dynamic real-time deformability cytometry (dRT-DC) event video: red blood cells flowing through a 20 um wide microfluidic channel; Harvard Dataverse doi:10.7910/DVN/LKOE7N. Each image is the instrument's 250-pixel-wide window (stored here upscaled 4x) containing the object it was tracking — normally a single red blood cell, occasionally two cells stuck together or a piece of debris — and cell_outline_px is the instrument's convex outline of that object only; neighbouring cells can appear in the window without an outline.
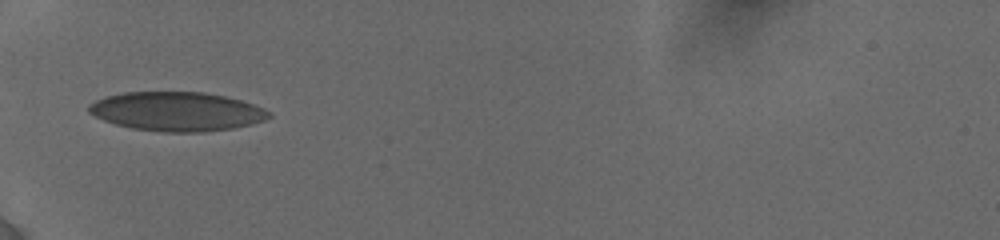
{"species": "human", "species_latin": "Homo sapiens", "temperature_condition": "cold", "stored_images_in_passage": 12, "camera_frame_rate_fps": 3000, "um_per_image_px": 0.085, "donor": {"sex": "female"}, "frame": {"image": 1, "passage_image": 1, "time_ms": 0.0, "image_size_px": [1000, 240], "cell_outline_px": [[272, 116], [264, 120], [232, 128], [204, 132], [164, 132], [132, 128], [116, 124], [104, 120], [88, 112], [88, 104], [96, 100], [108, 96], [124, 92], [204, 92], [224, 96], [240, 100], [264, 108], [272, 112]], "centroid_in_image_um": [15.03, 9.47], "position_along_channel_um": 70.0, "area_um2": 40.81}}
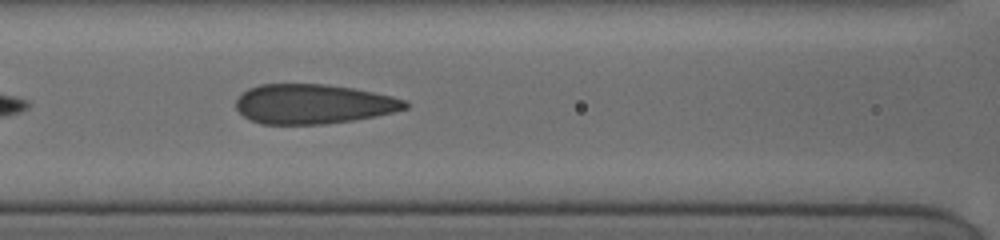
{"frame": {"image": 2, "passage_image": 6, "time_ms": 2.0, "image_size_px": [1000, 240], "cell_outline_px": [[408, 108], [376, 116], [352, 120], [324, 124], [260, 124], [244, 116], [236, 108], [236, 100], [248, 88], [260, 84], [328, 84], [352, 88], [392, 96], [404, 100], [408, 104]], "centroid_in_image_um": [26.61, 8.84], "position_along_channel_um": 140.0, "area_um2": 38.9}}
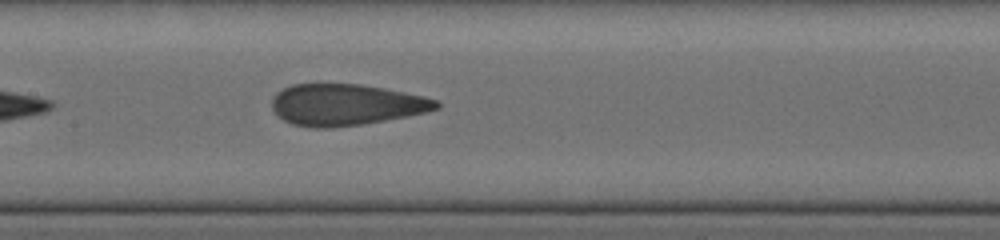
{"frame": {"image": 3, "passage_image": 9, "time_ms": 3.0, "image_size_px": [1000, 240], "cell_outline_px": [[440, 108], [408, 116], [360, 124], [328, 128], [312, 128], [292, 124], [284, 120], [272, 108], [272, 100], [276, 92], [292, 84], [360, 84], [384, 88], [424, 96], [436, 100], [440, 104]], "centroid_in_image_um": [29.39, 8.9], "position_along_channel_um": 178.0, "area_um2": 39.42}}